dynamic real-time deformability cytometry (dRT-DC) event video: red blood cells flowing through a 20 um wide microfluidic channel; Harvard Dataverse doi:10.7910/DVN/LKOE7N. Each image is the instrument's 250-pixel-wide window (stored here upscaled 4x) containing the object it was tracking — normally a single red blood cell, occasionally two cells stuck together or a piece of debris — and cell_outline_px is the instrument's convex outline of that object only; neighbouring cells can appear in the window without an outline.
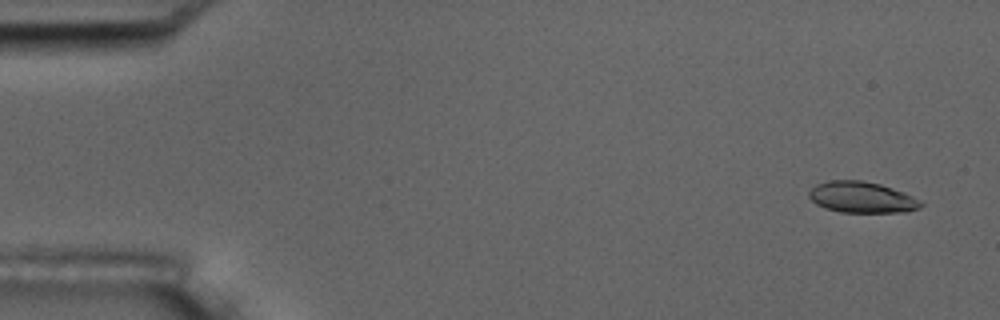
{"species": "common noctule bat (a hibernating species)", "species_latin": "Nyctalus noctula", "temperature_condition": "room temperature", "stored_images_in_passage": 4, "camera_frame_rate_fps": 3000, "um_per_image_px": 0.085, "animal": {"sex": "male", "body_mass_g": 17.5, "forearm_length_mm": 52.3}, "frame": {"image": 1, "passage_image": 1, "time_ms": 0.0, "image_size_px": [1000, 320], "cell_outline_px": [[924, 204], [920, 208], [908, 212], [840, 212], [824, 208], [816, 204], [808, 196], [808, 192], [816, 184], [828, 180], [860, 180], [880, 184], [904, 192], [920, 200]], "centroid_in_image_um": [73.25, 16.77], "position_along_channel_um": 11.7, "area_um2": 20.4}}